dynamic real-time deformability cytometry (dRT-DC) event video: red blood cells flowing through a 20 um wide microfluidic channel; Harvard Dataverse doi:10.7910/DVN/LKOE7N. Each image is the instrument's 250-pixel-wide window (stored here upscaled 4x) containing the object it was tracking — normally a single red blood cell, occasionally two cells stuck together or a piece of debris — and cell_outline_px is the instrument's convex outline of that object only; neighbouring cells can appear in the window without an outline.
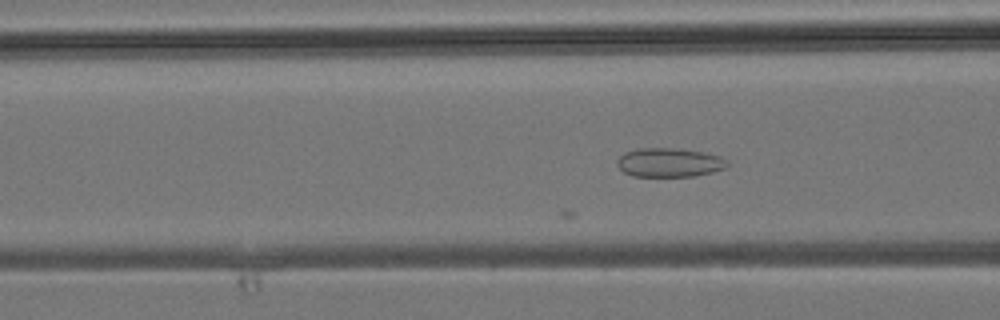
{"species": "common noctule bat (a hibernating species)", "species_latin": "Nyctalus noctula", "temperature_condition": "room temperature", "stored_images_in_passage": 9, "camera_frame_rate_fps": 3000, "um_per_image_px": 0.085, "animal": {"sex": "male", "body_mass_g": 19.2, "forearm_length_mm": 51.8}, "frame": {"image": 1, "passage_image": 3, "time_ms": 0.667, "image_size_px": [1000, 320], "cell_outline_px": [[728, 164], [724, 168], [712, 172], [692, 176], [632, 176], [624, 172], [616, 164], [616, 160], [624, 152], [636, 148], [672, 148], [704, 152], [720, 156], [728, 160]], "centroid_in_image_um": [56.86, 13.8], "position_along_channel_um": 109.7, "area_um2": 18.61}}